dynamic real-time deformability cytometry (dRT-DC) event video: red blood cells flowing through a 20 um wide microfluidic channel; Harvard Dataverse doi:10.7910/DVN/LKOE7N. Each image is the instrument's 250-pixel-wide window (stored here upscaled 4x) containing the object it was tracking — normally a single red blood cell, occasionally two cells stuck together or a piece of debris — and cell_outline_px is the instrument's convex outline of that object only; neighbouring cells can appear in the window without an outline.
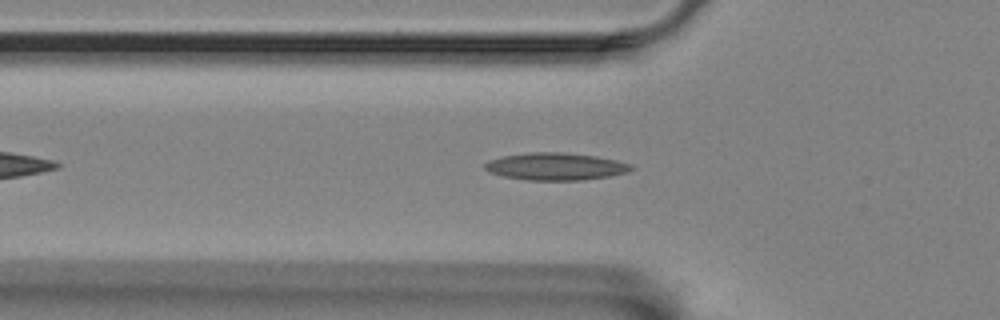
{"species": "Egyptian fruit bat (a non-hibernating species)", "species_latin": "Rousettus aegyptiacus", "temperature_condition": "room temperature", "stored_images_in_passage": 11, "camera_frame_rate_fps": 3000, "um_per_image_px": 0.085, "animal": {"sex": "female"}, "frame": {"image": 1, "passage_image": 9, "time_ms": 2.667, "image_size_px": [1000, 320], "cell_outline_px": [[636, 168], [628, 172], [608, 176], [584, 180], [528, 180], [504, 176], [488, 172], [484, 168], [484, 164], [488, 160], [504, 156], [532, 152], [564, 152], [596, 156], [616, 160], [632, 164]], "centroid_in_image_um": [47.25, 14.15], "position_along_channel_um": 78.5, "area_um2": 23.35}}